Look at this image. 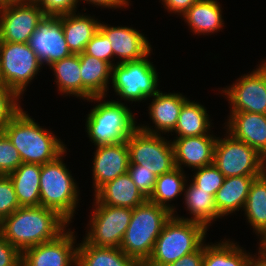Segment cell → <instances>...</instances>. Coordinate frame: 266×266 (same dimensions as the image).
<instances>
[{
  "label": "cell",
  "mask_w": 266,
  "mask_h": 266,
  "mask_svg": "<svg viewBox=\"0 0 266 266\" xmlns=\"http://www.w3.org/2000/svg\"><path fill=\"white\" fill-rule=\"evenodd\" d=\"M55 75L57 90L65 96L82 98V78L80 74L79 54H72L49 66Z\"/></svg>",
  "instance_id": "1f68e13d"
},
{
  "label": "cell",
  "mask_w": 266,
  "mask_h": 266,
  "mask_svg": "<svg viewBox=\"0 0 266 266\" xmlns=\"http://www.w3.org/2000/svg\"><path fill=\"white\" fill-rule=\"evenodd\" d=\"M19 98L14 90L0 84V131L22 110Z\"/></svg>",
  "instance_id": "e575fe53"
},
{
  "label": "cell",
  "mask_w": 266,
  "mask_h": 266,
  "mask_svg": "<svg viewBox=\"0 0 266 266\" xmlns=\"http://www.w3.org/2000/svg\"><path fill=\"white\" fill-rule=\"evenodd\" d=\"M77 243V266H140L120 248Z\"/></svg>",
  "instance_id": "83f0119b"
},
{
  "label": "cell",
  "mask_w": 266,
  "mask_h": 266,
  "mask_svg": "<svg viewBox=\"0 0 266 266\" xmlns=\"http://www.w3.org/2000/svg\"><path fill=\"white\" fill-rule=\"evenodd\" d=\"M184 201L185 208H187L186 210L189 211L190 215L192 214V217L184 218L183 216H178V214H173L175 217L201 223L207 229L216 219H222L215 206L214 196L209 191L199 188L193 182L189 185L185 184Z\"/></svg>",
  "instance_id": "484cf974"
},
{
  "label": "cell",
  "mask_w": 266,
  "mask_h": 266,
  "mask_svg": "<svg viewBox=\"0 0 266 266\" xmlns=\"http://www.w3.org/2000/svg\"><path fill=\"white\" fill-rule=\"evenodd\" d=\"M74 232L68 228L56 239L24 250L21 266H77Z\"/></svg>",
  "instance_id": "5bb4252c"
},
{
  "label": "cell",
  "mask_w": 266,
  "mask_h": 266,
  "mask_svg": "<svg viewBox=\"0 0 266 266\" xmlns=\"http://www.w3.org/2000/svg\"><path fill=\"white\" fill-rule=\"evenodd\" d=\"M44 16L35 0L0 2V41L28 43Z\"/></svg>",
  "instance_id": "7c38bea8"
},
{
  "label": "cell",
  "mask_w": 266,
  "mask_h": 266,
  "mask_svg": "<svg viewBox=\"0 0 266 266\" xmlns=\"http://www.w3.org/2000/svg\"><path fill=\"white\" fill-rule=\"evenodd\" d=\"M258 236V238H260L258 253L266 257V229H264Z\"/></svg>",
  "instance_id": "bcb514c9"
},
{
  "label": "cell",
  "mask_w": 266,
  "mask_h": 266,
  "mask_svg": "<svg viewBox=\"0 0 266 266\" xmlns=\"http://www.w3.org/2000/svg\"><path fill=\"white\" fill-rule=\"evenodd\" d=\"M100 20L83 13H70L62 15V28L64 38L72 54L85 51L87 43L99 30Z\"/></svg>",
  "instance_id": "cb8c5ba5"
},
{
  "label": "cell",
  "mask_w": 266,
  "mask_h": 266,
  "mask_svg": "<svg viewBox=\"0 0 266 266\" xmlns=\"http://www.w3.org/2000/svg\"><path fill=\"white\" fill-rule=\"evenodd\" d=\"M22 253L0 234V266H21Z\"/></svg>",
  "instance_id": "60d3db41"
},
{
  "label": "cell",
  "mask_w": 266,
  "mask_h": 266,
  "mask_svg": "<svg viewBox=\"0 0 266 266\" xmlns=\"http://www.w3.org/2000/svg\"><path fill=\"white\" fill-rule=\"evenodd\" d=\"M84 52L90 56H94L108 62L111 66H114V62L112 60L113 50L111 48V42L100 30H98L87 43Z\"/></svg>",
  "instance_id": "f35d334b"
},
{
  "label": "cell",
  "mask_w": 266,
  "mask_h": 266,
  "mask_svg": "<svg viewBox=\"0 0 266 266\" xmlns=\"http://www.w3.org/2000/svg\"><path fill=\"white\" fill-rule=\"evenodd\" d=\"M92 175L94 193L104 184L127 173L130 159L126 142L96 146Z\"/></svg>",
  "instance_id": "e0dca14e"
},
{
  "label": "cell",
  "mask_w": 266,
  "mask_h": 266,
  "mask_svg": "<svg viewBox=\"0 0 266 266\" xmlns=\"http://www.w3.org/2000/svg\"><path fill=\"white\" fill-rule=\"evenodd\" d=\"M228 118L226 133L253 147L266 159V114L233 112Z\"/></svg>",
  "instance_id": "ffe728a7"
},
{
  "label": "cell",
  "mask_w": 266,
  "mask_h": 266,
  "mask_svg": "<svg viewBox=\"0 0 266 266\" xmlns=\"http://www.w3.org/2000/svg\"><path fill=\"white\" fill-rule=\"evenodd\" d=\"M256 177L233 176L224 179L214 197L215 206L222 217L244 209L250 185Z\"/></svg>",
  "instance_id": "d4e9b609"
},
{
  "label": "cell",
  "mask_w": 266,
  "mask_h": 266,
  "mask_svg": "<svg viewBox=\"0 0 266 266\" xmlns=\"http://www.w3.org/2000/svg\"><path fill=\"white\" fill-rule=\"evenodd\" d=\"M249 74L221 91L229 101L230 113L252 112L266 114V60Z\"/></svg>",
  "instance_id": "4fadbf2b"
},
{
  "label": "cell",
  "mask_w": 266,
  "mask_h": 266,
  "mask_svg": "<svg viewBox=\"0 0 266 266\" xmlns=\"http://www.w3.org/2000/svg\"><path fill=\"white\" fill-rule=\"evenodd\" d=\"M23 163L20 153L9 140L7 135L0 131V175H8Z\"/></svg>",
  "instance_id": "d590c367"
},
{
  "label": "cell",
  "mask_w": 266,
  "mask_h": 266,
  "mask_svg": "<svg viewBox=\"0 0 266 266\" xmlns=\"http://www.w3.org/2000/svg\"><path fill=\"white\" fill-rule=\"evenodd\" d=\"M99 30L111 42L113 61L116 63L138 61L151 54L152 47L148 39L139 30L129 26H108L103 22L99 24ZM121 59V60H120Z\"/></svg>",
  "instance_id": "2e32d148"
},
{
  "label": "cell",
  "mask_w": 266,
  "mask_h": 266,
  "mask_svg": "<svg viewBox=\"0 0 266 266\" xmlns=\"http://www.w3.org/2000/svg\"><path fill=\"white\" fill-rule=\"evenodd\" d=\"M192 171H195L191 178L192 182L199 188L209 191L215 197L225 179L219 169L214 164H211Z\"/></svg>",
  "instance_id": "836d02e7"
},
{
  "label": "cell",
  "mask_w": 266,
  "mask_h": 266,
  "mask_svg": "<svg viewBox=\"0 0 266 266\" xmlns=\"http://www.w3.org/2000/svg\"><path fill=\"white\" fill-rule=\"evenodd\" d=\"M45 15L60 16L77 12L78 0H35Z\"/></svg>",
  "instance_id": "ab89813d"
},
{
  "label": "cell",
  "mask_w": 266,
  "mask_h": 266,
  "mask_svg": "<svg viewBox=\"0 0 266 266\" xmlns=\"http://www.w3.org/2000/svg\"><path fill=\"white\" fill-rule=\"evenodd\" d=\"M207 231L201 223L172 215L161 230L152 254L143 266H166L198 250L206 241Z\"/></svg>",
  "instance_id": "5b68a950"
},
{
  "label": "cell",
  "mask_w": 266,
  "mask_h": 266,
  "mask_svg": "<svg viewBox=\"0 0 266 266\" xmlns=\"http://www.w3.org/2000/svg\"><path fill=\"white\" fill-rule=\"evenodd\" d=\"M204 244L196 251L184 255L182 258L166 266H203Z\"/></svg>",
  "instance_id": "b9f144b4"
},
{
  "label": "cell",
  "mask_w": 266,
  "mask_h": 266,
  "mask_svg": "<svg viewBox=\"0 0 266 266\" xmlns=\"http://www.w3.org/2000/svg\"><path fill=\"white\" fill-rule=\"evenodd\" d=\"M243 211L256 235L266 229V171L252 181Z\"/></svg>",
  "instance_id": "d6a6232c"
},
{
  "label": "cell",
  "mask_w": 266,
  "mask_h": 266,
  "mask_svg": "<svg viewBox=\"0 0 266 266\" xmlns=\"http://www.w3.org/2000/svg\"><path fill=\"white\" fill-rule=\"evenodd\" d=\"M23 110L24 108L3 129L20 153L23 163L43 165L56 160L66 151V145L52 131L39 126Z\"/></svg>",
  "instance_id": "7a4b0ae2"
},
{
  "label": "cell",
  "mask_w": 266,
  "mask_h": 266,
  "mask_svg": "<svg viewBox=\"0 0 266 266\" xmlns=\"http://www.w3.org/2000/svg\"><path fill=\"white\" fill-rule=\"evenodd\" d=\"M219 3L217 0H198L181 18L195 35L220 32L224 26V19H222V9Z\"/></svg>",
  "instance_id": "603a6c76"
},
{
  "label": "cell",
  "mask_w": 266,
  "mask_h": 266,
  "mask_svg": "<svg viewBox=\"0 0 266 266\" xmlns=\"http://www.w3.org/2000/svg\"><path fill=\"white\" fill-rule=\"evenodd\" d=\"M95 201V202H94ZM83 240L98 247L120 248L131 221L132 209L101 204L95 198Z\"/></svg>",
  "instance_id": "30bf717a"
},
{
  "label": "cell",
  "mask_w": 266,
  "mask_h": 266,
  "mask_svg": "<svg viewBox=\"0 0 266 266\" xmlns=\"http://www.w3.org/2000/svg\"><path fill=\"white\" fill-rule=\"evenodd\" d=\"M42 66L28 43L0 41V84L14 90L20 97Z\"/></svg>",
  "instance_id": "ba28073f"
},
{
  "label": "cell",
  "mask_w": 266,
  "mask_h": 266,
  "mask_svg": "<svg viewBox=\"0 0 266 266\" xmlns=\"http://www.w3.org/2000/svg\"><path fill=\"white\" fill-rule=\"evenodd\" d=\"M251 254L247 261L246 266H266V257L262 256L261 254ZM258 255V257L256 256Z\"/></svg>",
  "instance_id": "f6af8a7d"
},
{
  "label": "cell",
  "mask_w": 266,
  "mask_h": 266,
  "mask_svg": "<svg viewBox=\"0 0 266 266\" xmlns=\"http://www.w3.org/2000/svg\"><path fill=\"white\" fill-rule=\"evenodd\" d=\"M227 134L224 138L217 137L213 164L225 178L262 175L266 171V159L253 147Z\"/></svg>",
  "instance_id": "9c48e42d"
},
{
  "label": "cell",
  "mask_w": 266,
  "mask_h": 266,
  "mask_svg": "<svg viewBox=\"0 0 266 266\" xmlns=\"http://www.w3.org/2000/svg\"><path fill=\"white\" fill-rule=\"evenodd\" d=\"M127 172L138 189L148 199L154 191L157 175L138 164H129Z\"/></svg>",
  "instance_id": "74e56055"
},
{
  "label": "cell",
  "mask_w": 266,
  "mask_h": 266,
  "mask_svg": "<svg viewBox=\"0 0 266 266\" xmlns=\"http://www.w3.org/2000/svg\"><path fill=\"white\" fill-rule=\"evenodd\" d=\"M210 244L204 243L203 266H246L251 255L230 239Z\"/></svg>",
  "instance_id": "4dcf8cb0"
},
{
  "label": "cell",
  "mask_w": 266,
  "mask_h": 266,
  "mask_svg": "<svg viewBox=\"0 0 266 266\" xmlns=\"http://www.w3.org/2000/svg\"><path fill=\"white\" fill-rule=\"evenodd\" d=\"M28 45L44 66L72 55L64 38L62 15H45L29 38Z\"/></svg>",
  "instance_id": "9a60e30c"
},
{
  "label": "cell",
  "mask_w": 266,
  "mask_h": 266,
  "mask_svg": "<svg viewBox=\"0 0 266 266\" xmlns=\"http://www.w3.org/2000/svg\"><path fill=\"white\" fill-rule=\"evenodd\" d=\"M93 195L101 204L131 209L148 200L132 181L128 172L107 182Z\"/></svg>",
  "instance_id": "44dd1931"
},
{
  "label": "cell",
  "mask_w": 266,
  "mask_h": 266,
  "mask_svg": "<svg viewBox=\"0 0 266 266\" xmlns=\"http://www.w3.org/2000/svg\"><path fill=\"white\" fill-rule=\"evenodd\" d=\"M41 165L40 206L55 210L69 224L72 223L79 205V187L71 171L64 163L63 157Z\"/></svg>",
  "instance_id": "8992f818"
},
{
  "label": "cell",
  "mask_w": 266,
  "mask_h": 266,
  "mask_svg": "<svg viewBox=\"0 0 266 266\" xmlns=\"http://www.w3.org/2000/svg\"><path fill=\"white\" fill-rule=\"evenodd\" d=\"M187 178L189 177H186L184 170L177 167L168 173L157 176L154 191L148 201L168 209L173 214L177 213L176 207L169 202L178 199V196L184 193L185 184L188 183Z\"/></svg>",
  "instance_id": "f546056e"
},
{
  "label": "cell",
  "mask_w": 266,
  "mask_h": 266,
  "mask_svg": "<svg viewBox=\"0 0 266 266\" xmlns=\"http://www.w3.org/2000/svg\"><path fill=\"white\" fill-rule=\"evenodd\" d=\"M165 10L180 17L198 0H160Z\"/></svg>",
  "instance_id": "7bdbcfd3"
},
{
  "label": "cell",
  "mask_w": 266,
  "mask_h": 266,
  "mask_svg": "<svg viewBox=\"0 0 266 266\" xmlns=\"http://www.w3.org/2000/svg\"><path fill=\"white\" fill-rule=\"evenodd\" d=\"M40 173V164L22 163L8 174L21 207L40 206Z\"/></svg>",
  "instance_id": "4316f807"
},
{
  "label": "cell",
  "mask_w": 266,
  "mask_h": 266,
  "mask_svg": "<svg viewBox=\"0 0 266 266\" xmlns=\"http://www.w3.org/2000/svg\"><path fill=\"white\" fill-rule=\"evenodd\" d=\"M80 76L82 78V99L88 100L94 96H105L109 90L112 66L101 59L85 52L79 54Z\"/></svg>",
  "instance_id": "7402d4cb"
},
{
  "label": "cell",
  "mask_w": 266,
  "mask_h": 266,
  "mask_svg": "<svg viewBox=\"0 0 266 266\" xmlns=\"http://www.w3.org/2000/svg\"><path fill=\"white\" fill-rule=\"evenodd\" d=\"M152 102L148 107V113L150 120L154 124V129L149 127V124H138V128L144 132L150 134L161 135L169 132H173L181 111L183 104L188 100V98L182 93H164L158 91L152 96ZM152 128V129H151ZM162 132V133H161Z\"/></svg>",
  "instance_id": "ac0fdd59"
},
{
  "label": "cell",
  "mask_w": 266,
  "mask_h": 266,
  "mask_svg": "<svg viewBox=\"0 0 266 266\" xmlns=\"http://www.w3.org/2000/svg\"><path fill=\"white\" fill-rule=\"evenodd\" d=\"M78 1H86L85 3L88 2V4H92L94 6H97V7H104V8H111L114 10L115 9H119L122 7L126 9V7H129V1L130 0H78Z\"/></svg>",
  "instance_id": "ee69618b"
},
{
  "label": "cell",
  "mask_w": 266,
  "mask_h": 266,
  "mask_svg": "<svg viewBox=\"0 0 266 266\" xmlns=\"http://www.w3.org/2000/svg\"><path fill=\"white\" fill-rule=\"evenodd\" d=\"M19 207L21 206L10 177L8 175H0V222Z\"/></svg>",
  "instance_id": "8d00e7d4"
},
{
  "label": "cell",
  "mask_w": 266,
  "mask_h": 266,
  "mask_svg": "<svg viewBox=\"0 0 266 266\" xmlns=\"http://www.w3.org/2000/svg\"><path fill=\"white\" fill-rule=\"evenodd\" d=\"M104 99L105 96H94L87 100V102L98 103L86 118L85 129L90 141L95 146L127 142V139L138 129L135 115L127 104Z\"/></svg>",
  "instance_id": "3957f363"
},
{
  "label": "cell",
  "mask_w": 266,
  "mask_h": 266,
  "mask_svg": "<svg viewBox=\"0 0 266 266\" xmlns=\"http://www.w3.org/2000/svg\"><path fill=\"white\" fill-rule=\"evenodd\" d=\"M69 223L55 210L43 206L19 207L0 222V234L21 253L56 239Z\"/></svg>",
  "instance_id": "6da1fadb"
},
{
  "label": "cell",
  "mask_w": 266,
  "mask_h": 266,
  "mask_svg": "<svg viewBox=\"0 0 266 266\" xmlns=\"http://www.w3.org/2000/svg\"><path fill=\"white\" fill-rule=\"evenodd\" d=\"M147 55L138 61L112 66L111 84L117 96L128 102L150 99L159 89L158 73Z\"/></svg>",
  "instance_id": "52a82bcc"
},
{
  "label": "cell",
  "mask_w": 266,
  "mask_h": 266,
  "mask_svg": "<svg viewBox=\"0 0 266 266\" xmlns=\"http://www.w3.org/2000/svg\"><path fill=\"white\" fill-rule=\"evenodd\" d=\"M173 215L168 209L146 201L132 209L120 249L143 266L150 258L156 239Z\"/></svg>",
  "instance_id": "277c9868"
},
{
  "label": "cell",
  "mask_w": 266,
  "mask_h": 266,
  "mask_svg": "<svg viewBox=\"0 0 266 266\" xmlns=\"http://www.w3.org/2000/svg\"><path fill=\"white\" fill-rule=\"evenodd\" d=\"M217 137L213 134L175 138V166L181 170L189 167L193 170L213 164L214 148Z\"/></svg>",
  "instance_id": "d6986e66"
},
{
  "label": "cell",
  "mask_w": 266,
  "mask_h": 266,
  "mask_svg": "<svg viewBox=\"0 0 266 266\" xmlns=\"http://www.w3.org/2000/svg\"><path fill=\"white\" fill-rule=\"evenodd\" d=\"M209 116L205 106L188 99L181 108L177 125L173 131L177 134L174 138L210 134V127H213L211 125L213 123L209 121Z\"/></svg>",
  "instance_id": "f1b7e54d"
},
{
  "label": "cell",
  "mask_w": 266,
  "mask_h": 266,
  "mask_svg": "<svg viewBox=\"0 0 266 266\" xmlns=\"http://www.w3.org/2000/svg\"><path fill=\"white\" fill-rule=\"evenodd\" d=\"M126 143L129 149V164L144 166V169L152 171L157 176L176 168L171 140L138 128Z\"/></svg>",
  "instance_id": "8fae6325"
}]
</instances>
